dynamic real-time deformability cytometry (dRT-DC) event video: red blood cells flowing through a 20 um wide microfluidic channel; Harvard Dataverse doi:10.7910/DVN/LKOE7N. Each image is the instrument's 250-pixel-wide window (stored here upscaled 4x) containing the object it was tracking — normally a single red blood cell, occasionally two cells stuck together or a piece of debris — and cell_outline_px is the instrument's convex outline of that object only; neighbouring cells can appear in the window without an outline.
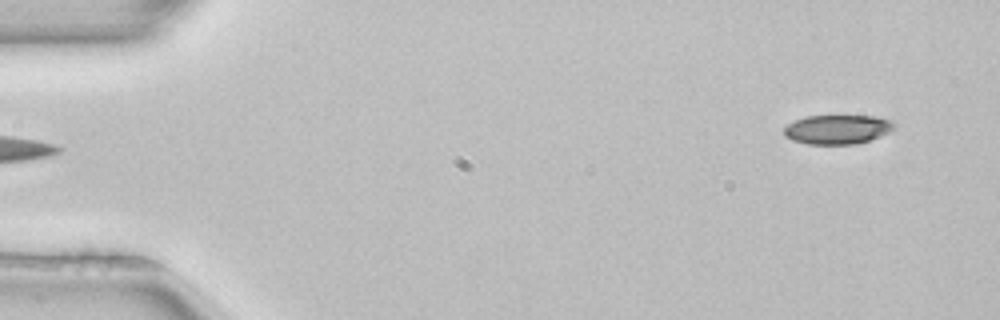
{"species": "common noctule bat (a hibernating species)", "species_latin": "Nyctalus noctula", "temperature_condition": "room temperature", "stored_images_in_passage": 3, "segment_of_instrument_passage": [2, 2], "camera_frame_rate_fps": 3000, "um_per_image_px": 0.085, "animal": {"sex": "female", "body_mass_g": 22.7, "forearm_length_mm": 54.2}, "frame": {"image": 1, "passage_image": 3, "time_ms": 0.667, "image_size_px": [1000, 320], "cell_outline_px": [[896, 124], [888, 132], [880, 136], [856, 144], [808, 144], [792, 140], [784, 136], [784, 128], [788, 124], [804, 116], [876, 116], [892, 120]], "centroid_in_image_um": [71.17, 10.99], "position_along_channel_um": 13.8, "area_um2": 18.73}}